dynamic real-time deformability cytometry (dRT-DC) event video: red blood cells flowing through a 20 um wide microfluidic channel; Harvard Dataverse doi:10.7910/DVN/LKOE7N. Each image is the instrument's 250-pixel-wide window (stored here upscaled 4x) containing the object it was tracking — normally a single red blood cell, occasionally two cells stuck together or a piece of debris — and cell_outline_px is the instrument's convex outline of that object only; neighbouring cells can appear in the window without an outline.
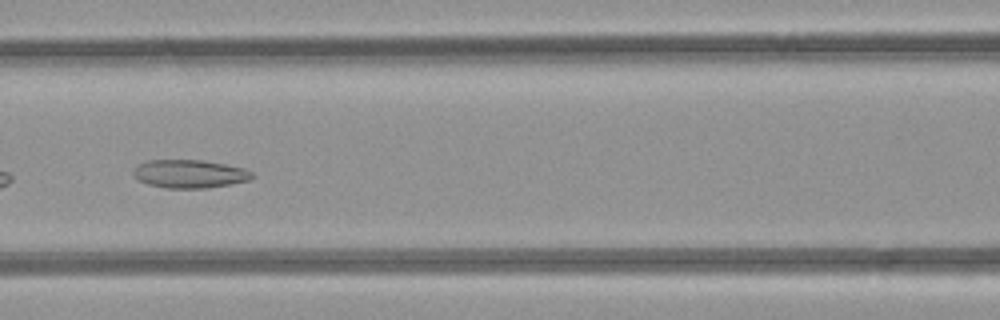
{"species": "common noctule bat (a hibernating species)", "species_latin": "Nyctalus noctula", "temperature_condition": "room temperature", "stored_images_in_passage": 48, "camera_frame_rate_fps": 3000, "um_per_image_px": 0.085, "animal": {"sex": "female", "body_mass_g": 21.9}, "frame": {"image": 1, "passage_image": 21, "time_ms": 6.667, "image_size_px": [1000, 320], "cell_outline_px": [[256, 176], [248, 180], [232, 184], [208, 188], [168, 188], [148, 184], [132, 176], [132, 168], [148, 160], [204, 160], [244, 168], [252, 172]], "centroid_in_image_um": [16.12, 14.78], "position_along_channel_um": 150.5, "area_um2": 19.65}}
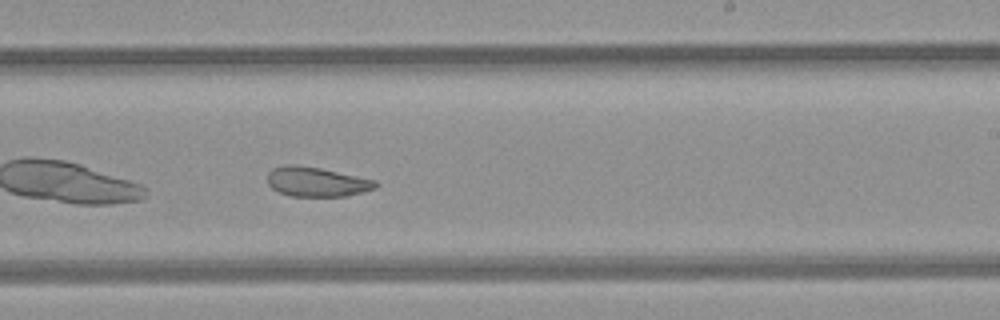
{"frame": {"image": 2, "passage_image": 29, "time_ms": 9.333, "image_size_px": [1000, 320], "cell_outline_px": [[380, 184], [376, 188], [348, 196], [288, 196], [272, 188], [268, 184], [268, 172], [272, 168], [288, 164], [296, 164], [320, 168], [376, 180]], "centroid_in_image_um": [26.92, 15.45], "position_along_channel_um": 262.1, "area_um2": 18.73}}
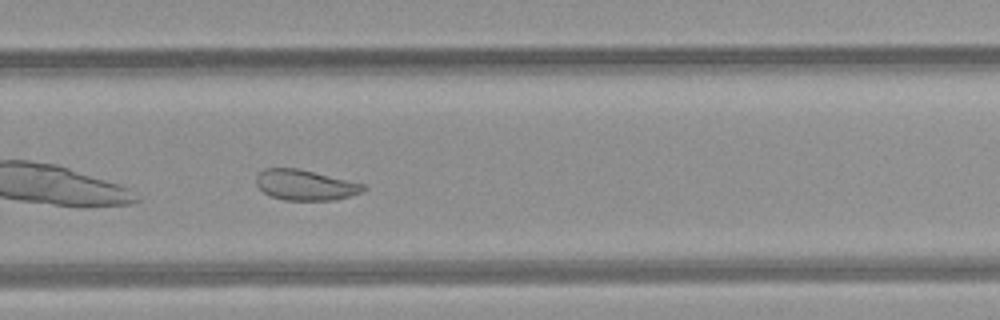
{"frame": {"image": 3, "passage_image": 32, "time_ms": 10.333, "image_size_px": [1000, 320], "cell_outline_px": [[368, 188], [364, 192], [332, 200], [284, 200], [272, 196], [264, 192], [256, 184], [256, 176], [264, 168], [296, 168], [364, 184]], "centroid_in_image_um": [25.95, 15.73], "position_along_channel_um": 303.9, "area_um2": 18.79}, "authors_computed_cell_mechanics": {"area_um2": 24.0159, "velocity_mm_per_s": 4.196, "shape_relaxation_time_tau1_ms": null, "shape_relaxation_time_tau2_ms": 2.9445, "deformation_change_tau1": null, "deformation_change_tau2": 0.0952}}